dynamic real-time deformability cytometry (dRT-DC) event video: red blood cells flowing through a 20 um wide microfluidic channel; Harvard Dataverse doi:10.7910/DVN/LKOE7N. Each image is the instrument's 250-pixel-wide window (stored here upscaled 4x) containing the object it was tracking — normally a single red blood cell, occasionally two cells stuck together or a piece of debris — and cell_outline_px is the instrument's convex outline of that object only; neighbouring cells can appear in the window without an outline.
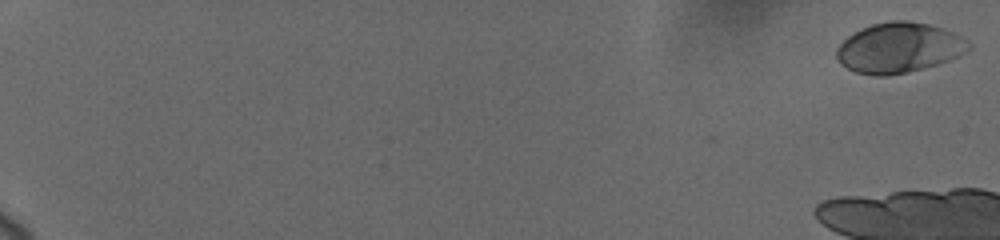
{"species": "human", "species_latin": "Homo sapiens", "temperature_condition": "cold", "stored_images_in_passage": 18, "camera_frame_rate_fps": 3000, "um_per_image_px": 0.085, "donor": {"sex": "female"}, "frame": {"image": 1, "passage_image": 1, "time_ms": 0.0, "image_size_px": [1000, 240], "cell_outline_px": [[972, 48], [968, 52], [960, 56], [924, 68], [908, 72], [888, 76], [876, 76], [856, 72], [840, 64], [836, 56], [836, 48], [848, 36], [860, 28], [872, 24], [892, 20], [908, 20], [928, 24], [952, 32], [968, 40], [972, 44]], "centroid_in_image_um": [76.42, 4.06], "position_along_channel_um": 8.6, "area_um2": 38.78}}